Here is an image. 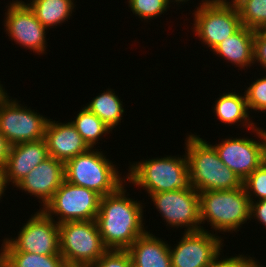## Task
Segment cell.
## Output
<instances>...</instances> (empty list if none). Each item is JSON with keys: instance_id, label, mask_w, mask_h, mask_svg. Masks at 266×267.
<instances>
[{"instance_id": "6da1fadb", "label": "cell", "mask_w": 266, "mask_h": 267, "mask_svg": "<svg viewBox=\"0 0 266 267\" xmlns=\"http://www.w3.org/2000/svg\"><path fill=\"white\" fill-rule=\"evenodd\" d=\"M126 183L100 199L95 221L103 244L108 250H127L147 231L143 219L145 206L142 202L128 197Z\"/></svg>"}, {"instance_id": "7a4b0ae2", "label": "cell", "mask_w": 266, "mask_h": 267, "mask_svg": "<svg viewBox=\"0 0 266 267\" xmlns=\"http://www.w3.org/2000/svg\"><path fill=\"white\" fill-rule=\"evenodd\" d=\"M195 134H187L184 144L192 187L198 192L241 187L243 182L224 165L212 144Z\"/></svg>"}, {"instance_id": "3957f363", "label": "cell", "mask_w": 266, "mask_h": 267, "mask_svg": "<svg viewBox=\"0 0 266 267\" xmlns=\"http://www.w3.org/2000/svg\"><path fill=\"white\" fill-rule=\"evenodd\" d=\"M126 180L146 194L192 188L186 154L130 162Z\"/></svg>"}, {"instance_id": "277c9868", "label": "cell", "mask_w": 266, "mask_h": 267, "mask_svg": "<svg viewBox=\"0 0 266 267\" xmlns=\"http://www.w3.org/2000/svg\"><path fill=\"white\" fill-rule=\"evenodd\" d=\"M199 208L201 224L207 221L215 235L220 232L237 233L243 224L251 221V201L243 185L230 190L199 192Z\"/></svg>"}, {"instance_id": "5b68a950", "label": "cell", "mask_w": 266, "mask_h": 267, "mask_svg": "<svg viewBox=\"0 0 266 267\" xmlns=\"http://www.w3.org/2000/svg\"><path fill=\"white\" fill-rule=\"evenodd\" d=\"M101 150L90 148L69 159L64 163V173L69 183L88 188L103 197L115 192L127 178H122L117 165L113 164L115 162L109 160Z\"/></svg>"}, {"instance_id": "8992f818", "label": "cell", "mask_w": 266, "mask_h": 267, "mask_svg": "<svg viewBox=\"0 0 266 267\" xmlns=\"http://www.w3.org/2000/svg\"><path fill=\"white\" fill-rule=\"evenodd\" d=\"M59 242L67 267H89L108 250L95 220L59 224Z\"/></svg>"}, {"instance_id": "52a82bcc", "label": "cell", "mask_w": 266, "mask_h": 267, "mask_svg": "<svg viewBox=\"0 0 266 267\" xmlns=\"http://www.w3.org/2000/svg\"><path fill=\"white\" fill-rule=\"evenodd\" d=\"M198 4L192 13V29L211 51L242 27L237 7L226 0H201Z\"/></svg>"}, {"instance_id": "ba28073f", "label": "cell", "mask_w": 266, "mask_h": 267, "mask_svg": "<svg viewBox=\"0 0 266 267\" xmlns=\"http://www.w3.org/2000/svg\"><path fill=\"white\" fill-rule=\"evenodd\" d=\"M19 102L7 90L0 96V133L12 145L44 138L49 119Z\"/></svg>"}, {"instance_id": "9c48e42d", "label": "cell", "mask_w": 266, "mask_h": 267, "mask_svg": "<svg viewBox=\"0 0 266 267\" xmlns=\"http://www.w3.org/2000/svg\"><path fill=\"white\" fill-rule=\"evenodd\" d=\"M101 196L85 187L64 180L49 202L41 207L58 224L69 221L95 220Z\"/></svg>"}, {"instance_id": "30bf717a", "label": "cell", "mask_w": 266, "mask_h": 267, "mask_svg": "<svg viewBox=\"0 0 266 267\" xmlns=\"http://www.w3.org/2000/svg\"><path fill=\"white\" fill-rule=\"evenodd\" d=\"M24 224L20 228L17 237L4 238V251L61 255L59 224L55 219H52L42 209H39Z\"/></svg>"}, {"instance_id": "8fae6325", "label": "cell", "mask_w": 266, "mask_h": 267, "mask_svg": "<svg viewBox=\"0 0 266 267\" xmlns=\"http://www.w3.org/2000/svg\"><path fill=\"white\" fill-rule=\"evenodd\" d=\"M258 141L247 137H227L221 143L212 144L220 160L243 182L266 161V129H252ZM256 133V134H255ZM261 140H260V139Z\"/></svg>"}, {"instance_id": "7c38bea8", "label": "cell", "mask_w": 266, "mask_h": 267, "mask_svg": "<svg viewBox=\"0 0 266 267\" xmlns=\"http://www.w3.org/2000/svg\"><path fill=\"white\" fill-rule=\"evenodd\" d=\"M166 226L183 232L208 231L200 222L199 192L192 187L187 190H175L148 195ZM175 227V228H174Z\"/></svg>"}, {"instance_id": "4fadbf2b", "label": "cell", "mask_w": 266, "mask_h": 267, "mask_svg": "<svg viewBox=\"0 0 266 267\" xmlns=\"http://www.w3.org/2000/svg\"><path fill=\"white\" fill-rule=\"evenodd\" d=\"M223 238L210 231L184 232L178 244L170 246L172 267H208L222 251Z\"/></svg>"}, {"instance_id": "5bb4252c", "label": "cell", "mask_w": 266, "mask_h": 267, "mask_svg": "<svg viewBox=\"0 0 266 267\" xmlns=\"http://www.w3.org/2000/svg\"><path fill=\"white\" fill-rule=\"evenodd\" d=\"M5 16L4 29L11 40L21 48L24 47L38 55L46 53L48 29L40 23L27 4L8 3Z\"/></svg>"}, {"instance_id": "9a60e30c", "label": "cell", "mask_w": 266, "mask_h": 267, "mask_svg": "<svg viewBox=\"0 0 266 267\" xmlns=\"http://www.w3.org/2000/svg\"><path fill=\"white\" fill-rule=\"evenodd\" d=\"M64 180V162L49 157L32 169L15 187L37 197L40 206L44 207Z\"/></svg>"}, {"instance_id": "2e32d148", "label": "cell", "mask_w": 266, "mask_h": 267, "mask_svg": "<svg viewBox=\"0 0 266 267\" xmlns=\"http://www.w3.org/2000/svg\"><path fill=\"white\" fill-rule=\"evenodd\" d=\"M49 157L44 138L12 145L3 169L6 185L12 182L11 185L15 187L32 169Z\"/></svg>"}, {"instance_id": "e0dca14e", "label": "cell", "mask_w": 266, "mask_h": 267, "mask_svg": "<svg viewBox=\"0 0 266 267\" xmlns=\"http://www.w3.org/2000/svg\"><path fill=\"white\" fill-rule=\"evenodd\" d=\"M51 120L49 118L44 134L50 157L65 163L90 149L71 121L62 123Z\"/></svg>"}, {"instance_id": "ac0fdd59", "label": "cell", "mask_w": 266, "mask_h": 267, "mask_svg": "<svg viewBox=\"0 0 266 267\" xmlns=\"http://www.w3.org/2000/svg\"><path fill=\"white\" fill-rule=\"evenodd\" d=\"M132 267H172L167 241L146 231L127 249Z\"/></svg>"}, {"instance_id": "d6986e66", "label": "cell", "mask_w": 266, "mask_h": 267, "mask_svg": "<svg viewBox=\"0 0 266 267\" xmlns=\"http://www.w3.org/2000/svg\"><path fill=\"white\" fill-rule=\"evenodd\" d=\"M254 36L255 31L242 26L232 36L220 42L212 53L224 60L227 63H232L239 70H246L254 65Z\"/></svg>"}, {"instance_id": "ffe728a7", "label": "cell", "mask_w": 266, "mask_h": 267, "mask_svg": "<svg viewBox=\"0 0 266 267\" xmlns=\"http://www.w3.org/2000/svg\"><path fill=\"white\" fill-rule=\"evenodd\" d=\"M236 90L232 89V92L223 93L220 95L213 106V113L215 116L224 123V125H242L247 128L248 131L257 127V123H254L250 118V111L248 109L245 94L236 93ZM239 123V124H238Z\"/></svg>"}, {"instance_id": "44dd1931", "label": "cell", "mask_w": 266, "mask_h": 267, "mask_svg": "<svg viewBox=\"0 0 266 267\" xmlns=\"http://www.w3.org/2000/svg\"><path fill=\"white\" fill-rule=\"evenodd\" d=\"M10 3L27 4L47 29L61 26L62 23L70 20L76 6L74 0H32L26 3L22 0H12Z\"/></svg>"}, {"instance_id": "7402d4cb", "label": "cell", "mask_w": 266, "mask_h": 267, "mask_svg": "<svg viewBox=\"0 0 266 267\" xmlns=\"http://www.w3.org/2000/svg\"><path fill=\"white\" fill-rule=\"evenodd\" d=\"M87 105V106H86ZM85 105L93 114L100 118L112 131L123 119L125 112L123 102L115 94L114 89L103 90L98 96L93 97L91 102Z\"/></svg>"}, {"instance_id": "603a6c76", "label": "cell", "mask_w": 266, "mask_h": 267, "mask_svg": "<svg viewBox=\"0 0 266 267\" xmlns=\"http://www.w3.org/2000/svg\"><path fill=\"white\" fill-rule=\"evenodd\" d=\"M75 120H71V123L75 126L77 132L81 135L83 140L90 148L99 144L101 138L108 136L112 132L107 125L93 114L85 106L78 111ZM103 136V137H102Z\"/></svg>"}, {"instance_id": "cb8c5ba5", "label": "cell", "mask_w": 266, "mask_h": 267, "mask_svg": "<svg viewBox=\"0 0 266 267\" xmlns=\"http://www.w3.org/2000/svg\"><path fill=\"white\" fill-rule=\"evenodd\" d=\"M4 267H67L61 255L4 251Z\"/></svg>"}, {"instance_id": "d4e9b609", "label": "cell", "mask_w": 266, "mask_h": 267, "mask_svg": "<svg viewBox=\"0 0 266 267\" xmlns=\"http://www.w3.org/2000/svg\"><path fill=\"white\" fill-rule=\"evenodd\" d=\"M236 7L242 26L254 31L266 26V0H241Z\"/></svg>"}, {"instance_id": "484cf974", "label": "cell", "mask_w": 266, "mask_h": 267, "mask_svg": "<svg viewBox=\"0 0 266 267\" xmlns=\"http://www.w3.org/2000/svg\"><path fill=\"white\" fill-rule=\"evenodd\" d=\"M127 3L132 13L145 22L160 17L171 7L168 0H128Z\"/></svg>"}, {"instance_id": "4316f807", "label": "cell", "mask_w": 266, "mask_h": 267, "mask_svg": "<svg viewBox=\"0 0 266 267\" xmlns=\"http://www.w3.org/2000/svg\"><path fill=\"white\" fill-rule=\"evenodd\" d=\"M243 186L250 201L266 199V161L243 181Z\"/></svg>"}, {"instance_id": "83f0119b", "label": "cell", "mask_w": 266, "mask_h": 267, "mask_svg": "<svg viewBox=\"0 0 266 267\" xmlns=\"http://www.w3.org/2000/svg\"><path fill=\"white\" fill-rule=\"evenodd\" d=\"M245 90L248 109L250 111L266 112V75L257 78ZM266 114V113H265Z\"/></svg>"}, {"instance_id": "f1b7e54d", "label": "cell", "mask_w": 266, "mask_h": 267, "mask_svg": "<svg viewBox=\"0 0 266 267\" xmlns=\"http://www.w3.org/2000/svg\"><path fill=\"white\" fill-rule=\"evenodd\" d=\"M89 267H132V259L127 250H107Z\"/></svg>"}, {"instance_id": "f546056e", "label": "cell", "mask_w": 266, "mask_h": 267, "mask_svg": "<svg viewBox=\"0 0 266 267\" xmlns=\"http://www.w3.org/2000/svg\"><path fill=\"white\" fill-rule=\"evenodd\" d=\"M221 253H219L214 260L212 261V263L208 266V267H252L253 264V257H250L249 255H234L233 256H226L221 258L220 257ZM229 257V258H228ZM221 260H220V259Z\"/></svg>"}, {"instance_id": "4dcf8cb0", "label": "cell", "mask_w": 266, "mask_h": 267, "mask_svg": "<svg viewBox=\"0 0 266 267\" xmlns=\"http://www.w3.org/2000/svg\"><path fill=\"white\" fill-rule=\"evenodd\" d=\"M253 53L254 64L261 65L266 74V33L262 29L255 31Z\"/></svg>"}, {"instance_id": "1f68e13d", "label": "cell", "mask_w": 266, "mask_h": 267, "mask_svg": "<svg viewBox=\"0 0 266 267\" xmlns=\"http://www.w3.org/2000/svg\"><path fill=\"white\" fill-rule=\"evenodd\" d=\"M253 218L266 228V199L251 201L250 219Z\"/></svg>"}, {"instance_id": "d6a6232c", "label": "cell", "mask_w": 266, "mask_h": 267, "mask_svg": "<svg viewBox=\"0 0 266 267\" xmlns=\"http://www.w3.org/2000/svg\"><path fill=\"white\" fill-rule=\"evenodd\" d=\"M12 144L0 133V169L3 170L7 164Z\"/></svg>"}, {"instance_id": "836d02e7", "label": "cell", "mask_w": 266, "mask_h": 267, "mask_svg": "<svg viewBox=\"0 0 266 267\" xmlns=\"http://www.w3.org/2000/svg\"><path fill=\"white\" fill-rule=\"evenodd\" d=\"M6 188L8 187L5 183L4 173L3 170L0 169V201L3 199L2 196H4V192L7 190Z\"/></svg>"}, {"instance_id": "e575fe53", "label": "cell", "mask_w": 266, "mask_h": 267, "mask_svg": "<svg viewBox=\"0 0 266 267\" xmlns=\"http://www.w3.org/2000/svg\"><path fill=\"white\" fill-rule=\"evenodd\" d=\"M0 267H4V246H3V242L1 244V249H0Z\"/></svg>"}, {"instance_id": "d590c367", "label": "cell", "mask_w": 266, "mask_h": 267, "mask_svg": "<svg viewBox=\"0 0 266 267\" xmlns=\"http://www.w3.org/2000/svg\"><path fill=\"white\" fill-rule=\"evenodd\" d=\"M252 267H266V265L265 266L262 264L260 265V262L257 261V259H255V257H254Z\"/></svg>"}, {"instance_id": "8d00e7d4", "label": "cell", "mask_w": 266, "mask_h": 267, "mask_svg": "<svg viewBox=\"0 0 266 267\" xmlns=\"http://www.w3.org/2000/svg\"><path fill=\"white\" fill-rule=\"evenodd\" d=\"M169 1V3H172V2H176V4L177 5H180V2H181V4L183 3V4H185L186 2H188V1H190V0H168Z\"/></svg>"}, {"instance_id": "74e56055", "label": "cell", "mask_w": 266, "mask_h": 267, "mask_svg": "<svg viewBox=\"0 0 266 267\" xmlns=\"http://www.w3.org/2000/svg\"><path fill=\"white\" fill-rule=\"evenodd\" d=\"M228 3H230V4H233V5H237L241 0H226Z\"/></svg>"}, {"instance_id": "f35d334b", "label": "cell", "mask_w": 266, "mask_h": 267, "mask_svg": "<svg viewBox=\"0 0 266 267\" xmlns=\"http://www.w3.org/2000/svg\"><path fill=\"white\" fill-rule=\"evenodd\" d=\"M1 82V81H0ZM6 91L5 88H3V85L0 84V96Z\"/></svg>"}, {"instance_id": "ab89813d", "label": "cell", "mask_w": 266, "mask_h": 267, "mask_svg": "<svg viewBox=\"0 0 266 267\" xmlns=\"http://www.w3.org/2000/svg\"><path fill=\"white\" fill-rule=\"evenodd\" d=\"M262 30L266 33V26Z\"/></svg>"}]
</instances>
